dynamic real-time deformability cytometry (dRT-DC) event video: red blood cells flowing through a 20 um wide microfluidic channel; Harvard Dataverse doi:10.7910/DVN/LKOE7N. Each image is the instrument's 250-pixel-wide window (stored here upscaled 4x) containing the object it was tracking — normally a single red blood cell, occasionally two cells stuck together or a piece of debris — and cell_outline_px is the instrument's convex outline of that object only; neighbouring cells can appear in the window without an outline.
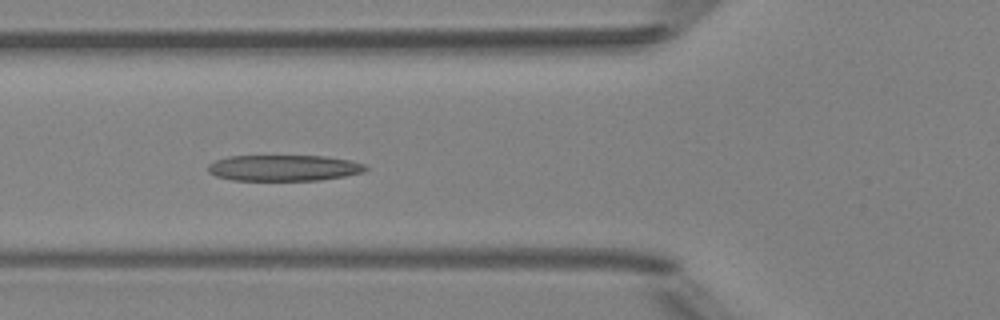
{"species": "Egyptian fruit bat (a non-hibernating species)", "species_latin": "Rousettus aegyptiacus", "temperature_condition": "room temperature", "stored_images_in_passage": 4, "camera_frame_rate_fps": 3000, "um_per_image_px": 0.085, "animal": {"sex": "female"}, "frame": {"image": 1, "passage_image": 4, "time_ms": 3.333, "image_size_px": [1000, 320], "cell_outline_px": [[368, 168], [364, 172], [344, 176], [320, 180], [232, 180], [216, 176], [208, 172], [208, 164], [216, 160], [228, 156], [324, 156], [352, 160], [364, 164]], "centroid_in_image_um": [24.13, 14.27], "position_along_channel_um": 101.7, "area_um2": 23.93}}